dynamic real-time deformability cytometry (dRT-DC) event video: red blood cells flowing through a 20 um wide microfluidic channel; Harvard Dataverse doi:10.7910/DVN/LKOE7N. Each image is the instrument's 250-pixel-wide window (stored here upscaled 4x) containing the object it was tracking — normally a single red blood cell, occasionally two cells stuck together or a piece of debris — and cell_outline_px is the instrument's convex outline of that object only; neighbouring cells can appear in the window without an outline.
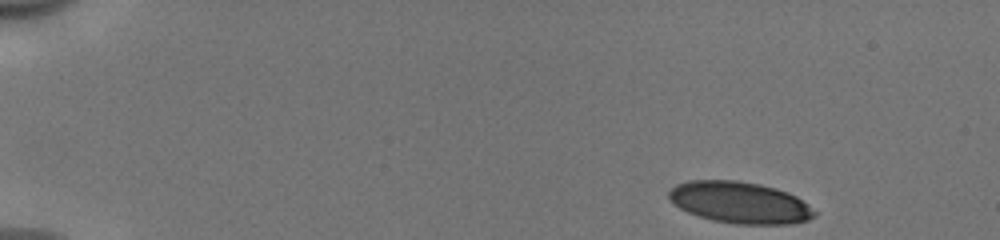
{"species": "human", "species_latin": "Homo sapiens", "temperature_condition": "cold", "stored_images_in_passage": 8, "camera_frame_rate_fps": 3000, "um_per_image_px": 0.085, "donor": {"sex": "male"}, "frame": {"image": 1, "passage_image": 1, "time_ms": 0.0, "image_size_px": [1000, 240], "cell_outline_px": [[820, 212], [816, 216], [808, 220], [788, 224], [736, 224], [712, 220], [688, 212], [680, 208], [668, 196], [668, 192], [676, 184], [688, 180], [736, 180], [760, 184], [776, 188], [788, 192], [796, 196]], "centroid_in_image_um": [62.94, 17.21], "position_along_channel_um": 22.1, "area_um2": 35.43}}
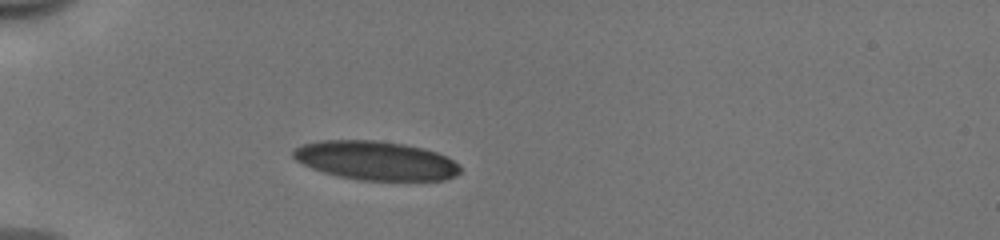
{"frame": {"image": 2, "passage_image": 5, "time_ms": 1.333, "image_size_px": [1000, 240], "cell_outline_px": [[460, 172], [456, 176], [444, 180], [360, 180], [340, 176], [324, 172], [312, 168], [296, 160], [292, 156], [292, 152], [300, 144], [320, 140], [376, 140], [404, 144], [424, 148], [448, 156], [460, 168]], "centroid_in_image_um": [31.93, 13.64], "position_along_channel_um": 53.1, "area_um2": 37.86}}
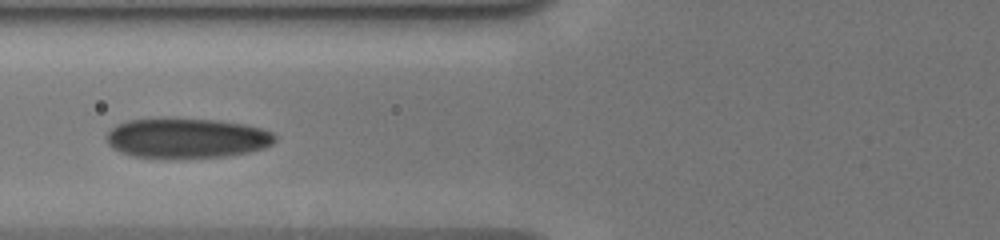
{"frame": {"image": 3, "passage_image": 7, "time_ms": 2.0, "image_size_px": [1000, 240], "cell_outline_px": [[276, 140], [272, 144], [264, 148], [248, 152], [228, 156], [132, 156], [120, 152], [112, 148], [108, 144], [108, 132], [116, 124], [128, 120], [160, 116], [168, 116], [220, 120], [244, 124], [264, 128], [272, 132], [276, 136]], "centroid_in_image_um": [15.88, 11.67], "position_along_channel_um": 109.9, "area_um2": 39.54}}